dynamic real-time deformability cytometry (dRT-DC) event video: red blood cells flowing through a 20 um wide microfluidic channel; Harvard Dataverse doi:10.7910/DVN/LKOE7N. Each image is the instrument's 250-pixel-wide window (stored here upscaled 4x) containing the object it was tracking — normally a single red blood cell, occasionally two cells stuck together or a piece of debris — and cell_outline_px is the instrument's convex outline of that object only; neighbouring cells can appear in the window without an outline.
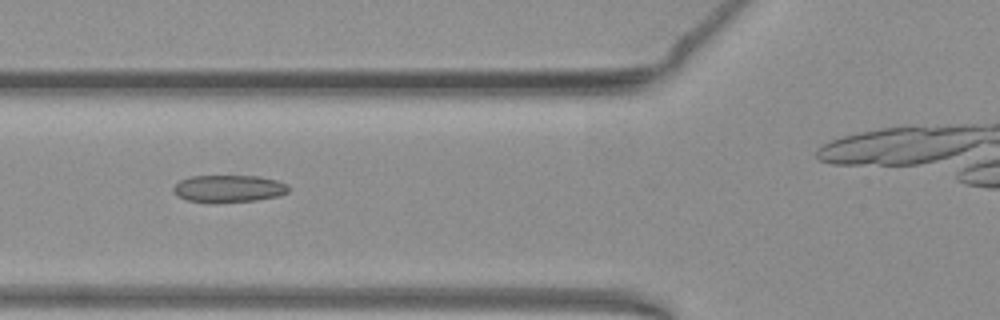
{"species": "common noctule bat (a hibernating species)", "species_latin": "Nyctalus noctula", "temperature_condition": "warm", "stored_images_in_passage": 29, "camera_frame_rate_fps": 3000, "um_per_image_px": 0.085, "animal": {"sex": "female", "body_mass_g": 19.3, "forearm_length_mm": 54.1}, "frame": {"image": 1, "passage_image": 4, "time_ms": 1.0, "image_size_px": [1000, 320], "cell_outline_px": [[288, 192], [276, 196], [256, 200], [212, 204], [188, 200], [176, 196], [172, 188], [180, 180], [192, 176], [260, 176], [276, 180], [288, 184]], "centroid_in_image_um": [19.4, 16.05], "position_along_channel_um": 106.4, "area_um2": 18.5}}
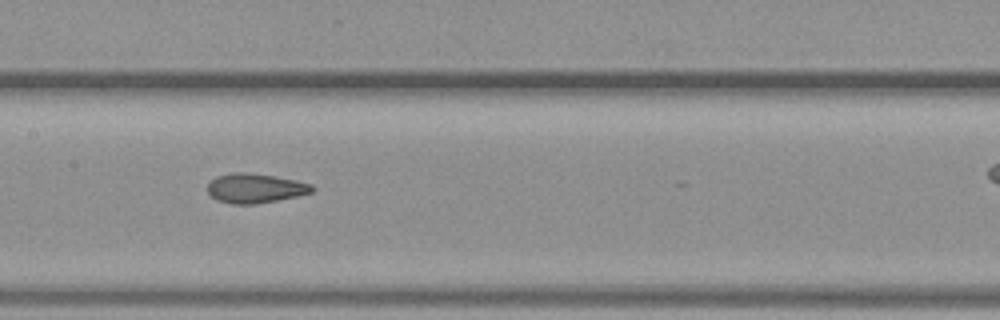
{"frame": {"image": 2, "passage_image": 10, "time_ms": 3.0, "image_size_px": [1000, 320], "cell_outline_px": [[316, 188], [312, 192], [296, 196], [256, 204], [232, 204], [216, 200], [208, 192], [208, 184], [216, 176], [236, 172], [244, 172], [272, 176], [296, 180], [312, 184]], "centroid_in_image_um": [21.69, 16.0], "position_along_channel_um": 185.7, "area_um2": 17.8}}
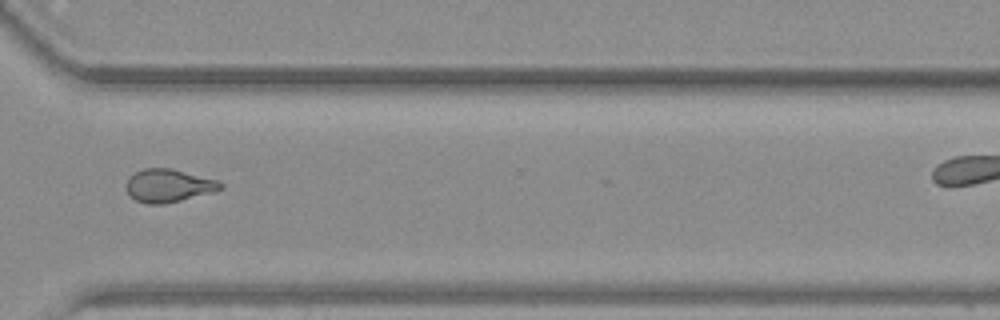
{"frame": {"image": 3, "passage_image": 23, "time_ms": 7.333, "image_size_px": [1000, 320], "cell_outline_px": [[224, 188], [212, 192], [164, 204], [148, 204], [136, 200], [128, 196], [124, 184], [128, 176], [144, 168], [172, 168], [216, 180], [224, 184]], "centroid_in_image_um": [14.26, 15.77], "position_along_channel_um": 356.3, "area_um2": 18.26}}